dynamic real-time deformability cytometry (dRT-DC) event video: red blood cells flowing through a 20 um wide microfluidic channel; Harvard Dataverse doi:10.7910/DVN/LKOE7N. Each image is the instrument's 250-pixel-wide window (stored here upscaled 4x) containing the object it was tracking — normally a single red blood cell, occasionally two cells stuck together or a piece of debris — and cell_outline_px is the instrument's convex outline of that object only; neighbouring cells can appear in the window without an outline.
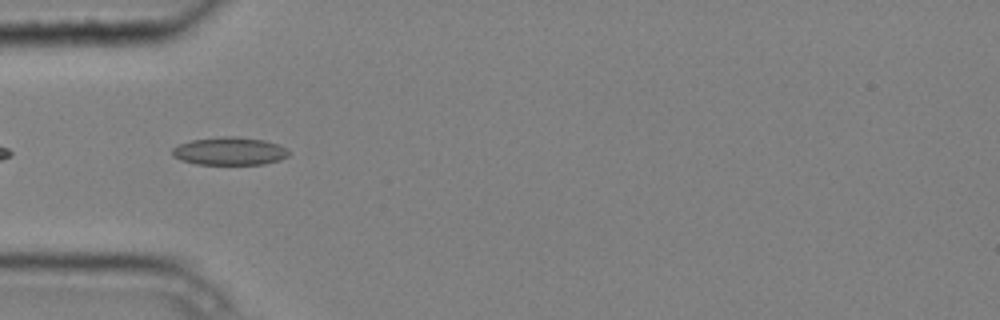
{"species": "common noctule bat (a hibernating species)", "species_latin": "Nyctalus noctula", "temperature_condition": "cold", "stored_images_in_passage": 6, "camera_frame_rate_fps": 3000, "um_per_image_px": 0.085, "animal": {"sex": "male", "body_mass_g": 20.4}, "frame": {"image": 1, "passage_image": 5, "time_ms": 1.333, "image_size_px": [1000, 320], "cell_outline_px": [[288, 156], [280, 160], [264, 164], [196, 164], [180, 160], [172, 156], [172, 148], [180, 144], [192, 140], [220, 136], [236, 136], [264, 140], [288, 148]], "centroid_in_image_um": [19.5, 12.84], "position_along_channel_um": 65.5, "area_um2": 19.02}}
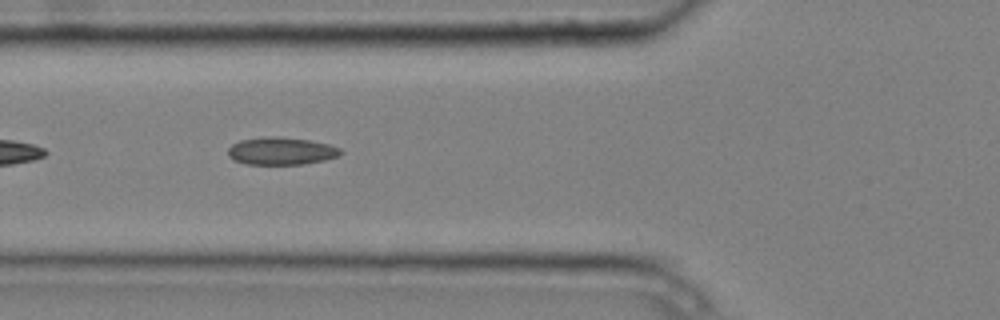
{"frame": {"image": 2, "passage_image": 6, "time_ms": 1.667, "image_size_px": [1000, 320], "cell_outline_px": [[344, 152], [336, 156], [324, 160], [304, 164], [244, 164], [232, 160], [228, 156], [228, 148], [232, 144], [240, 140], [276, 136], [308, 140], [328, 144], [340, 148]], "centroid_in_image_um": [23.87, 12.85], "position_along_channel_um": 101.9, "area_um2": 17.98}}